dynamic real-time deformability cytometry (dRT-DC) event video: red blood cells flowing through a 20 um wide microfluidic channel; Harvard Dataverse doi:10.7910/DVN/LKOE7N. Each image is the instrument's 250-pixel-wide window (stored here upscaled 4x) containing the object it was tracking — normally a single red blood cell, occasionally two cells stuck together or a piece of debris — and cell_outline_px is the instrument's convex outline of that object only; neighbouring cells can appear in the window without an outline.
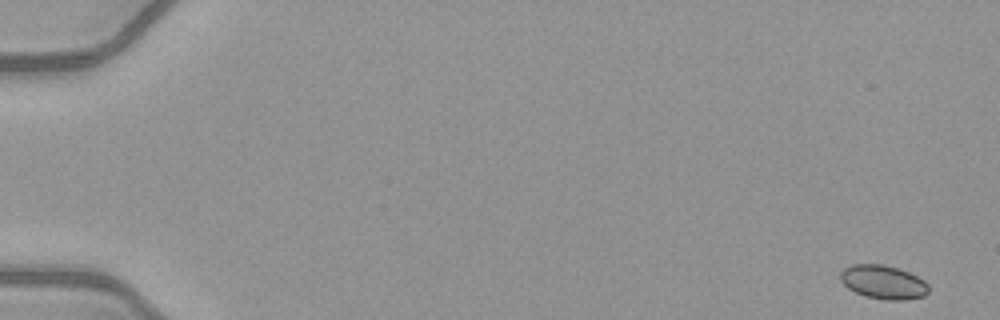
{"species": "common noctule bat (a hibernating species)", "species_latin": "Nyctalus noctula", "temperature_condition": "warm", "stored_images_in_passage": 52, "camera_frame_rate_fps": 3000, "um_per_image_px": 0.085, "animal": {"sex": "female", "body_mass_g": 21.9}, "frame": {"image": 1, "passage_image": 1, "time_ms": 0.0, "image_size_px": [1000, 320], "cell_outline_px": [[928, 292], [924, 296], [904, 300], [888, 300], [864, 296], [848, 288], [840, 280], [840, 272], [844, 268], [852, 264], [884, 264], [908, 272], [924, 280], [928, 284]], "centroid_in_image_um": [75.06, 23.98], "position_along_channel_um": 9.9, "area_um2": 17.34}}
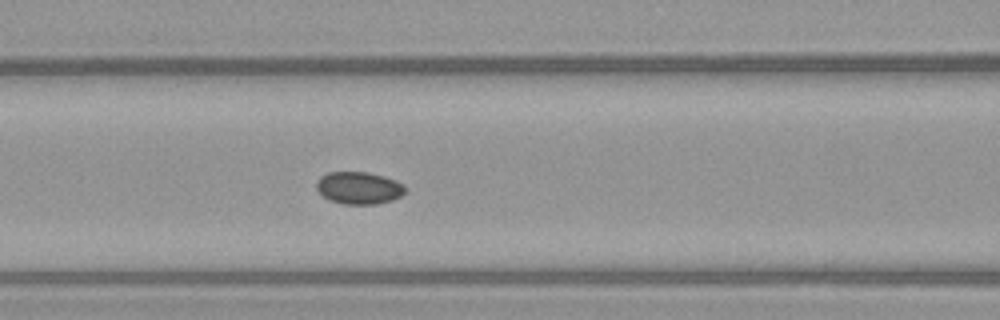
{"frame": {"image": 2, "passage_image": 23, "time_ms": 7.333, "image_size_px": [1000, 320], "cell_outline_px": [[408, 188], [400, 196], [392, 200], [376, 204], [344, 204], [328, 200], [316, 188], [316, 180], [320, 176], [328, 172], [368, 172], [384, 176], [396, 180], [404, 184]], "centroid_in_image_um": [30.51, 15.96], "position_along_channel_um": 136.1, "area_um2": 16.88}}
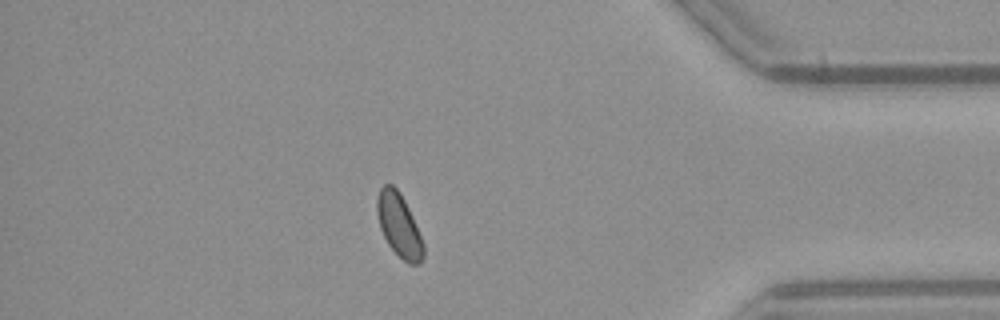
{"frame": {"image": 3, "passage_image": 45, "time_ms": 14.667, "image_size_px": [1000, 320], "cell_outline_px": [[424, 256], [420, 264], [408, 264], [388, 244], [380, 228], [376, 212], [376, 200], [380, 188], [384, 184], [392, 184], [400, 192], [412, 216], [424, 244]], "centroid_in_image_um": [33.91, 19.14], "position_along_channel_um": 401.3, "area_um2": 16.99}}